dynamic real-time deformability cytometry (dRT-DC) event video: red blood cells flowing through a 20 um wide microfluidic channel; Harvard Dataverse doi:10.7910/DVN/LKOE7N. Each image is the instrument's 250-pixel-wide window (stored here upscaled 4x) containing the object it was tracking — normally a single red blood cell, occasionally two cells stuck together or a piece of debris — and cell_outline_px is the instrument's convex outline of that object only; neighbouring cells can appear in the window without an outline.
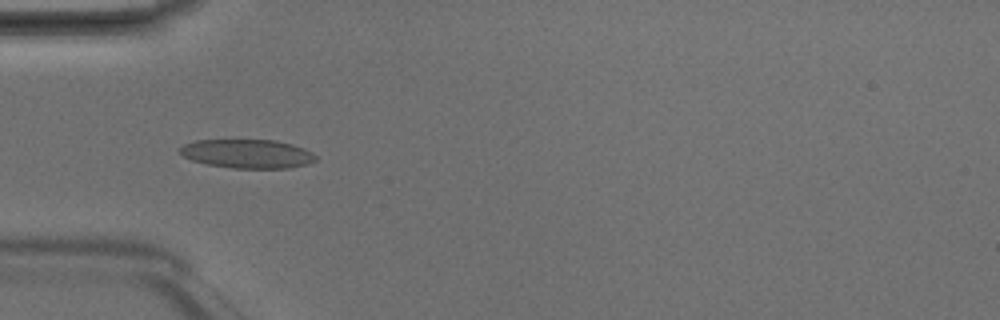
{"species": "Egyptian fruit bat (a non-hibernating species)", "species_latin": "Rousettus aegyptiacus", "temperature_condition": "room temperature", "stored_images_in_passage": 5, "camera_frame_rate_fps": 3000, "um_per_image_px": 0.085, "animal": {"sex": "male"}, "frame": {"image": 1, "passage_image": 3, "time_ms": 0.667, "image_size_px": [1000, 320], "cell_outline_px": [[316, 160], [308, 164], [288, 168], [232, 168], [208, 164], [192, 160], [184, 156], [180, 152], [180, 148], [184, 144], [196, 140], [276, 140], [292, 144], [304, 148], [312, 152], [316, 156]], "centroid_in_image_um": [21.06, 13.06], "position_along_channel_um": 63.9, "area_um2": 22.77}}